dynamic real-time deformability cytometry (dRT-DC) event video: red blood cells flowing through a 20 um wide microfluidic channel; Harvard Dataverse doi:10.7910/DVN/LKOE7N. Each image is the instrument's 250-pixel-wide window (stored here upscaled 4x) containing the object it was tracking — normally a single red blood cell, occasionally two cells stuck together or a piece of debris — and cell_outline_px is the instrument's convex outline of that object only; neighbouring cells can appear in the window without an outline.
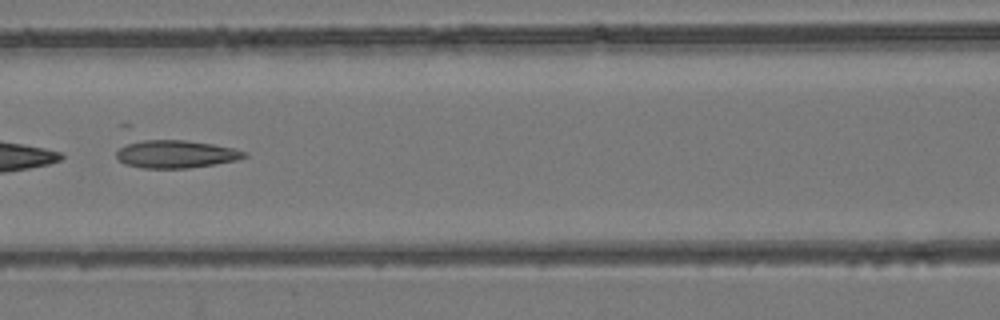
{"species": "common noctule bat (a hibernating species)", "species_latin": "Nyctalus noctula", "temperature_condition": "room temperature", "stored_images_in_passage": 6, "camera_frame_rate_fps": 3000, "um_per_image_px": 0.085, "animal": {"sex": "female", "body_mass_g": 24.6, "forearm_length_mm": 56.2}, "frame": {"image": 1, "passage_image": 6, "time_ms": 6.667, "image_size_px": [1000, 320], "cell_outline_px": [[248, 156], [236, 160], [216, 164], [188, 168], [144, 168], [124, 164], [116, 156], [116, 152], [120, 148], [128, 144], [144, 140], [184, 140], [212, 144], [232, 148], [248, 152]], "centroid_in_image_um": [14.98, 13.11], "position_along_channel_um": 151.6, "area_um2": 20.52}}